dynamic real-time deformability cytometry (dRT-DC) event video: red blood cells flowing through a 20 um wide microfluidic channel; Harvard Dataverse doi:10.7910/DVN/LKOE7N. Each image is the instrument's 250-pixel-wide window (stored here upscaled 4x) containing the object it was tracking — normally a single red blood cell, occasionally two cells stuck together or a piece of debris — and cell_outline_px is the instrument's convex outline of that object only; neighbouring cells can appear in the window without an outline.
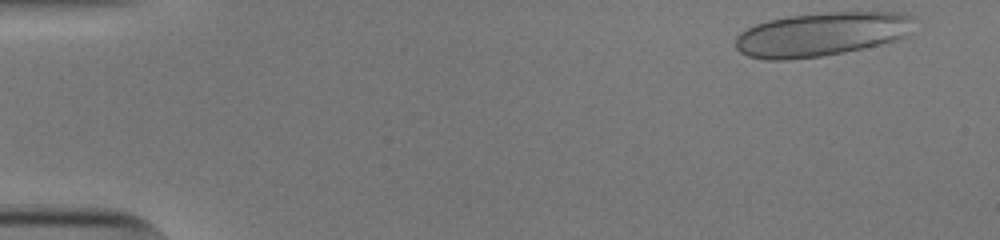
{"species": "human", "species_latin": "Homo sapiens", "temperature_condition": "cold", "stored_images_in_passage": 41, "camera_frame_rate_fps": 3000, "um_per_image_px": 0.085, "donor": {"sex": "male"}, "frame": {"image": 1, "passage_image": 1, "time_ms": 0.0, "image_size_px": [1000, 240], "cell_outline_px": [[916, 16], [912, 32], [908, 36], [896, 40], [880, 44], [820, 56], [788, 60], [768, 60], [748, 56], [740, 52], [736, 48], [736, 36], [740, 32], [756, 24], [768, 20], [788, 16], [828, 12], [904, 12]], "centroid_in_image_um": [69.88, 2.89], "position_along_channel_um": 15.1, "area_um2": 45.95}}
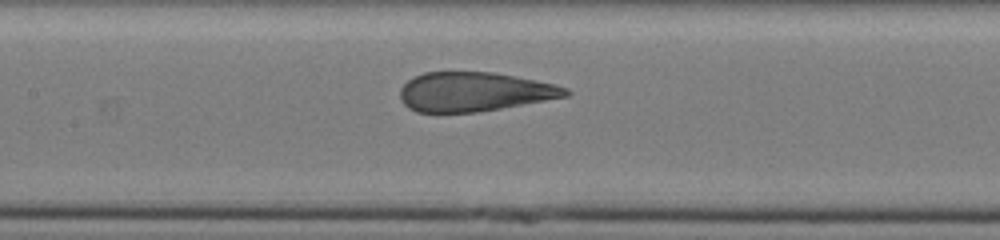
{"frame": {"image": 2, "passage_image": 23, "time_ms": 7.333, "image_size_px": [1000, 240], "cell_outline_px": [[572, 92], [568, 96], [500, 108], [476, 112], [416, 112], [408, 108], [400, 100], [400, 88], [408, 80], [424, 72], [496, 72], [556, 84], [568, 88]], "centroid_in_image_um": [40.31, 7.79], "position_along_channel_um": 167.1, "area_um2": 37.86}}
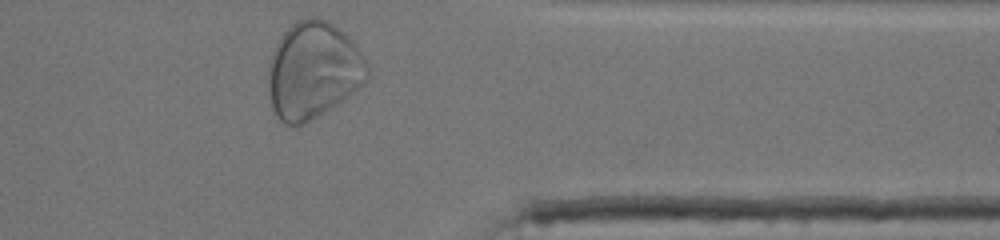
{"frame": {"image": 3, "passage_image": 41, "time_ms": 13.333, "image_size_px": [1000, 240], "cell_outline_px": [[368, 80], [352, 92], [324, 112], [304, 124], [284, 124], [276, 116], [272, 108], [268, 92], [268, 64], [272, 52], [276, 44], [284, 32], [296, 20], [308, 16], [316, 16], [340, 28], [356, 44], [364, 56], [368, 64]], "centroid_in_image_um": [26.6, 5.96], "position_along_channel_um": 384.8, "area_um2": 56.01}, "authors_computed_cell_mechanics": {"area_um2": 41.905, "velocity_mm_per_s": 3.7918, "shape_relaxation_time_tau1_ms": 7.6332, "shape_relaxation_time_tau2_ms": null, "deformation_change_tau1": 0.2268, "deformation_change_tau2": null}}